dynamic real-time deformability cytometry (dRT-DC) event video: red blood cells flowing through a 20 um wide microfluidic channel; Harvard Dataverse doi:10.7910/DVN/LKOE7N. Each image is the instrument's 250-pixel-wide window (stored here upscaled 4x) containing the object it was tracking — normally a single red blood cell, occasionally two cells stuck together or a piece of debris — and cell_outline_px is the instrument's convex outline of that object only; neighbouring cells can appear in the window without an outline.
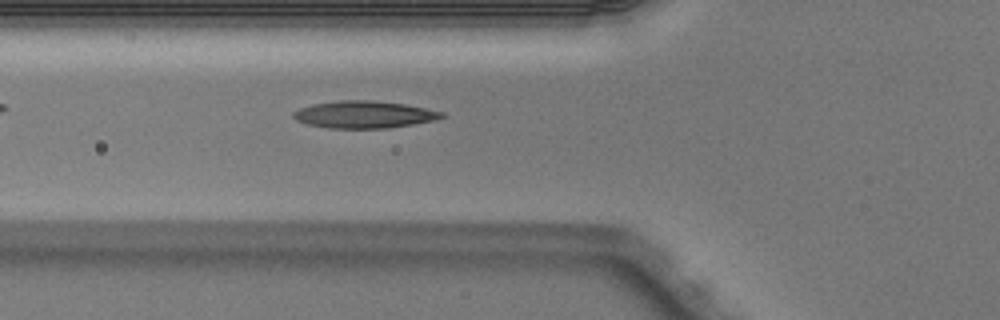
{"species": "Egyptian fruit bat (a non-hibernating species)", "species_latin": "Rousettus aegyptiacus", "temperature_condition": "warm", "stored_images_in_passage": 2, "camera_frame_rate_fps": 3000, "um_per_image_px": 0.085, "animal": {"sex": "male"}, "frame": {"image": 1, "passage_image": 2, "time_ms": 0.333, "image_size_px": [1000, 320], "cell_outline_px": [[448, 116], [432, 120], [412, 124], [388, 128], [328, 128], [308, 124], [296, 120], [292, 116], [292, 112], [300, 108], [312, 104], [340, 100], [372, 100], [404, 104], [444, 112]], "centroid_in_image_um": [30.93, 9.73], "position_along_channel_um": 94.9, "area_um2": 23.41}}